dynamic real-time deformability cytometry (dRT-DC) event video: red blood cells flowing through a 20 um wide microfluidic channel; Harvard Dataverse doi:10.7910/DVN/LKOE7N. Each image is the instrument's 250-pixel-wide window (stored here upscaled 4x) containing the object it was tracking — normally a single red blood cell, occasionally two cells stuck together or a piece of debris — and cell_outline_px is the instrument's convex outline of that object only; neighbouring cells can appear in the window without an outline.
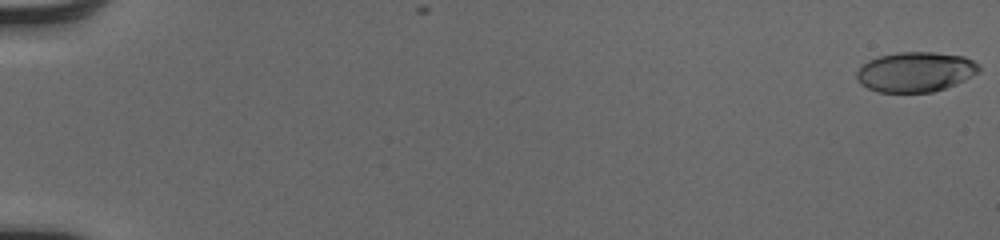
{"species": "human", "species_latin": "Homo sapiens", "temperature_condition": "cold", "stored_images_in_passage": 53, "camera_frame_rate_fps": 3000, "um_per_image_px": 0.085, "donor": {"sex": "male"}, "frame": {"image": 1, "passage_image": 1, "time_ms": 0.0, "image_size_px": [1000, 240], "cell_outline_px": [[980, 72], [956, 84], [932, 92], [876, 92], [860, 84], [856, 80], [856, 72], [868, 60], [880, 56], [896, 52], [932, 52], [964, 56], [980, 64]], "centroid_in_image_um": [77.82, 6.11], "position_along_channel_um": 7.2, "area_um2": 28.61}}
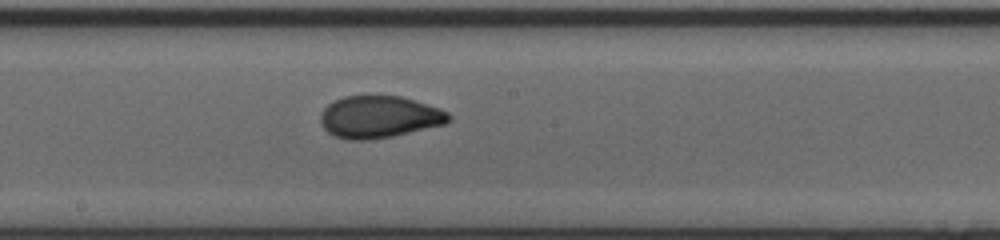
{"frame": {"image": 2, "passage_image": 31, "time_ms": 10.0, "image_size_px": [1000, 240], "cell_outline_px": [[452, 120], [448, 124], [392, 136], [368, 140], [348, 140], [336, 136], [328, 132], [320, 124], [320, 112], [332, 100], [344, 96], [400, 96], [440, 108], [448, 112], [452, 116]], "centroid_in_image_um": [32.24, 9.94], "position_along_channel_um": 216.0, "area_um2": 31.73}}
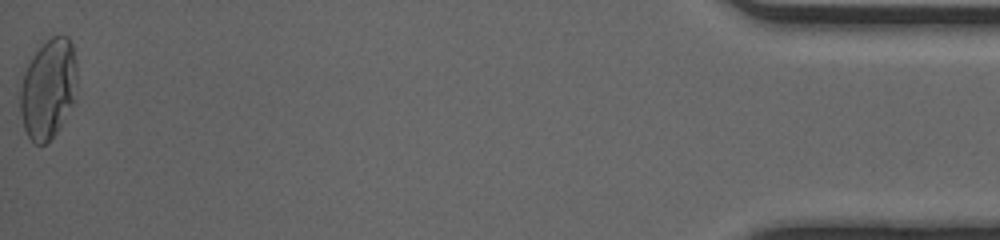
{"frame": {"image": 3, "passage_image": 53, "time_ms": 17.333, "image_size_px": [1000, 240], "cell_outline_px": [[76, 84], [72, 104], [56, 132], [44, 144], [36, 144], [28, 136], [24, 128], [20, 112], [20, 88], [24, 72], [32, 56], [52, 36], [68, 36], [72, 44], [76, 60]], "centroid_in_image_um": [4.09, 7.53], "position_along_channel_um": 431.1, "area_um2": 32.54}, "authors_computed_cell_mechanics": {"area_um2": 30.345, "velocity_mm_per_s": 4.1074, "shape_relaxation_time_tau1_ms": 5.7114, "shape_relaxation_time_tau2_ms": null, "deformation_change_tau1": 0.2404, "deformation_change_tau2": null}}